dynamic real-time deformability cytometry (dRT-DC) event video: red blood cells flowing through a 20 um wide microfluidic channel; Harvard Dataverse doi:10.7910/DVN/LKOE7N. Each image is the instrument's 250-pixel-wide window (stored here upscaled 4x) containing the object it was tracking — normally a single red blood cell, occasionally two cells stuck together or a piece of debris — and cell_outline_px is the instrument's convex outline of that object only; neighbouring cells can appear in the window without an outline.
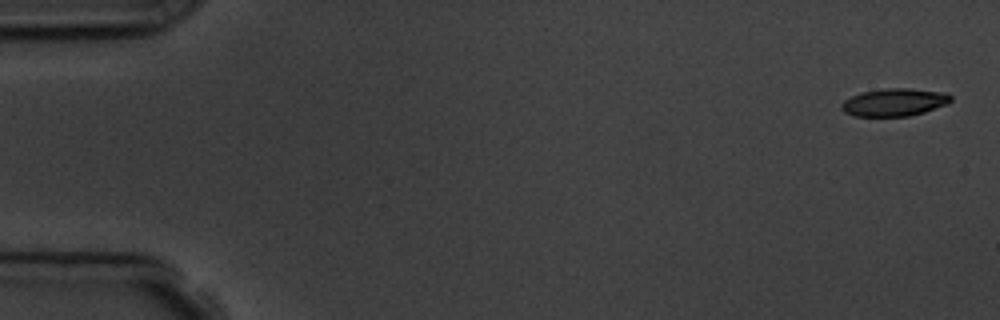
{"species": "common noctule bat (a hibernating species)", "species_latin": "Nyctalus noctula", "temperature_condition": "room temperature", "stored_images_in_passage": 5, "camera_frame_rate_fps": 3000, "um_per_image_px": 0.085, "animal": {"sex": "male", "body_mass_g": 19.5, "forearm_length_mm": 54.6}, "frame": {"image": 1, "passage_image": 1, "time_ms": 0.0, "image_size_px": [1000, 320], "cell_outline_px": [[952, 100], [948, 104], [924, 112], [908, 116], [852, 116], [844, 112], [840, 108], [840, 104], [844, 100], [860, 92], [884, 88], [908, 88], [944, 92], [952, 96]], "centroid_in_image_um": [76.0, 8.69], "position_along_channel_um": 9.0, "area_um2": 17.8}}
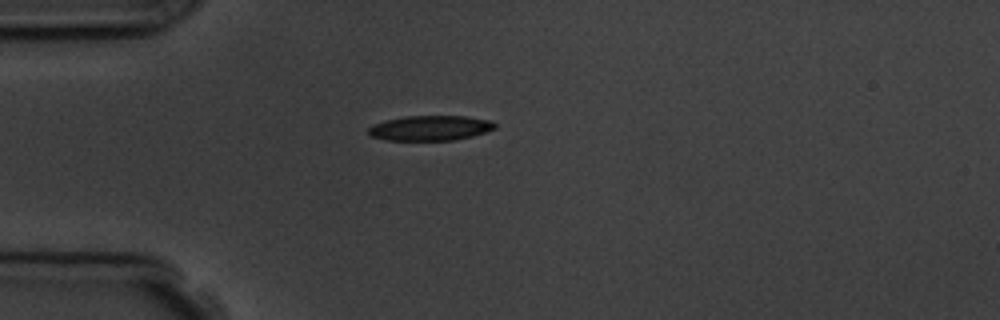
{"frame": {"image": 2, "passage_image": 5, "time_ms": 4.333, "image_size_px": [1000, 320], "cell_outline_px": [[496, 128], [472, 136], [452, 140], [384, 140], [368, 136], [368, 128], [376, 124], [388, 120], [404, 116], [468, 116], [492, 120], [496, 124]], "centroid_in_image_um": [36.58, 10.88], "position_along_channel_um": 48.4, "area_um2": 18.44}}